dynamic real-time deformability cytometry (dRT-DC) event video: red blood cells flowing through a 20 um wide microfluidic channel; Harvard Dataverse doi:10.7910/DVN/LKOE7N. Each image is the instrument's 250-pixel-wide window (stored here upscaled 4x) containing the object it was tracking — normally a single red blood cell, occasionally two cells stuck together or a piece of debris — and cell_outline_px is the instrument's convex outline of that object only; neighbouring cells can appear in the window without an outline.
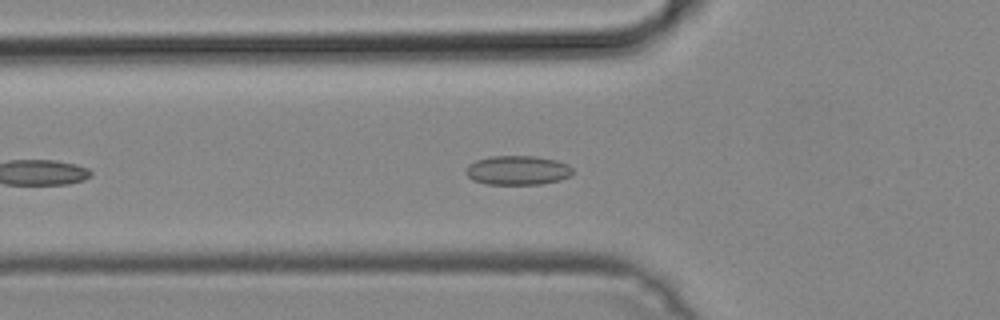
{"species": "common noctule bat (a hibernating species)", "species_latin": "Nyctalus noctula", "temperature_condition": "cold", "stored_images_in_passage": 29, "camera_frame_rate_fps": 3000, "um_per_image_px": 0.085, "animal": {"sex": "male", "body_mass_g": 19.2, "forearm_length_mm": 51.8}, "frame": {"image": 1, "passage_image": 8, "time_ms": 2.333, "image_size_px": [1000, 320], "cell_outline_px": [[572, 172], [568, 176], [560, 180], [540, 184], [484, 184], [472, 180], [464, 172], [468, 164], [476, 160], [488, 156], [536, 156], [556, 160], [568, 164], [572, 168]], "centroid_in_image_um": [43.95, 14.47], "position_along_channel_um": 81.8, "area_um2": 18.32}}
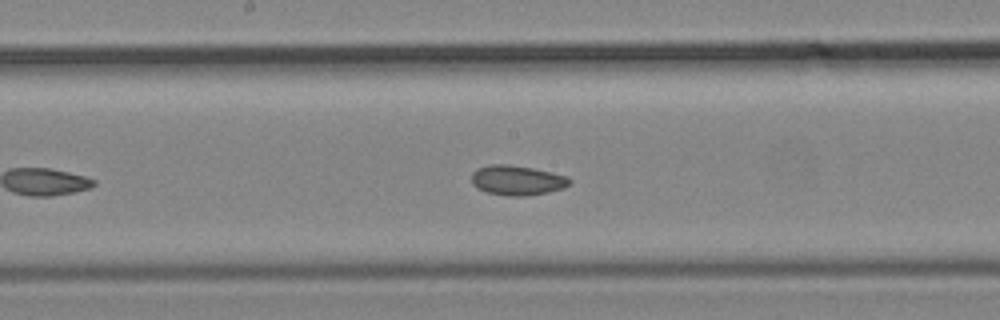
{"frame": {"image": 2, "passage_image": 17, "time_ms": 5.333, "image_size_px": [1000, 320], "cell_outline_px": [[572, 184], [564, 188], [548, 192], [524, 196], [508, 196], [488, 192], [476, 188], [472, 184], [472, 172], [476, 168], [488, 164], [508, 164], [532, 168], [552, 172], [568, 176], [572, 180]], "centroid_in_image_um": [43.97, 15.31], "position_along_channel_um": 204.2, "area_um2": 17.28}}
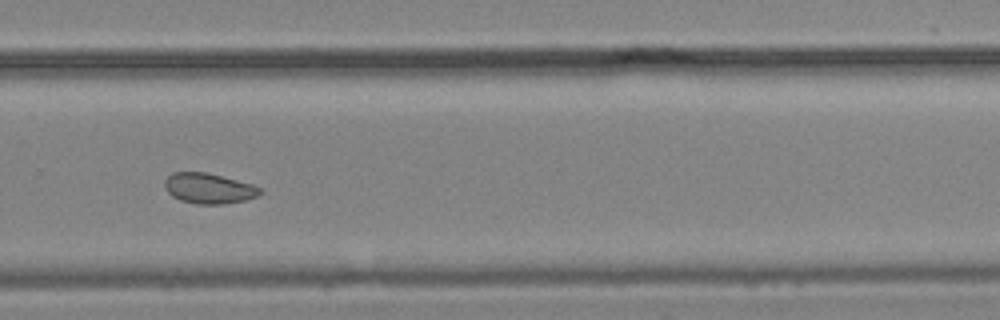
{"frame": {"image": 3, "passage_image": 25, "time_ms": 8.0, "image_size_px": [1000, 320], "cell_outline_px": [[264, 192], [256, 196], [244, 200], [220, 204], [196, 204], [180, 200], [172, 196], [164, 188], [164, 180], [172, 172], [208, 172], [252, 184], [260, 188]], "centroid_in_image_um": [17.72, 16.0], "position_along_channel_um": 312.1, "area_um2": 16.94}}